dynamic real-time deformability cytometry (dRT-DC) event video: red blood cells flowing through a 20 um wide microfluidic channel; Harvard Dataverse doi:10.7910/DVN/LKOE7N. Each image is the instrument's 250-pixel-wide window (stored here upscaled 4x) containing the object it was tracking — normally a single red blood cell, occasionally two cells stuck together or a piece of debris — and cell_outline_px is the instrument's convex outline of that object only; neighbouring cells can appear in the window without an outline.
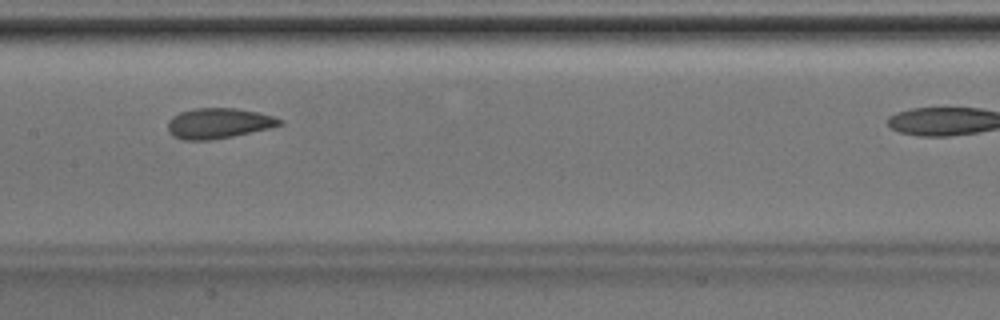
{"species": "Egyptian fruit bat (a non-hibernating species)", "species_latin": "Rousettus aegyptiacus", "temperature_condition": "room temperature", "stored_images_in_passage": 19, "camera_frame_rate_fps": 3000, "um_per_image_px": 0.085, "animal": {"sex": "male"}, "frame": {"image": 1, "passage_image": 16, "time_ms": 5.0, "image_size_px": [1000, 320], "cell_outline_px": [[284, 124], [268, 128], [232, 136], [212, 140], [184, 140], [172, 136], [168, 132], [168, 120], [172, 116], [180, 112], [192, 108], [236, 108], [256, 112], [272, 116], [284, 120]], "centroid_in_image_um": [18.54, 10.48], "position_along_channel_um": 188.9, "area_um2": 19.83}}